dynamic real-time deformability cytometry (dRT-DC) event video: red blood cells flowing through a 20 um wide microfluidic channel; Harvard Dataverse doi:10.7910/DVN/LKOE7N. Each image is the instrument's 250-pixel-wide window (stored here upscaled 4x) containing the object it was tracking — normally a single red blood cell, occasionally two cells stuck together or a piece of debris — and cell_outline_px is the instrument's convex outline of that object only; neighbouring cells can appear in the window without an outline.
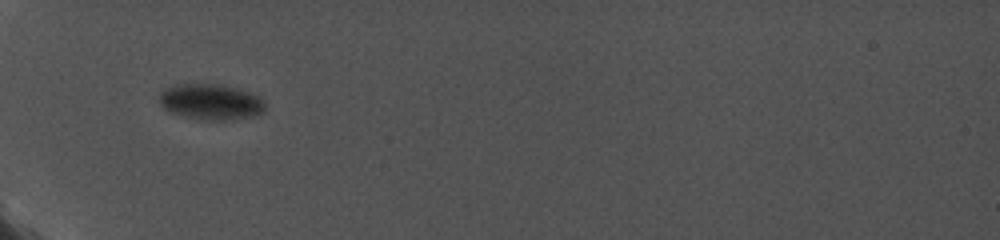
{"species": "common noctule bat (a hibernating species)", "species_latin": "Nyctalus noctula", "temperature_condition": "cold", "stored_images_in_passage": 23, "camera_frame_rate_fps": 5000, "um_per_image_px": 0.085, "animal": {"sex": "female", "body_mass_g": 19.0, "forearm_length_mm": 56.7}, "frame": {"image": 1, "passage_image": 1, "time_ms": 0.0, "image_size_px": [1000, 240], "cell_outline_px": [[264, 112], [256, 116], [232, 120], [200, 120], [168, 112], [160, 104], [160, 92], [164, 88], [176, 84], [212, 84], [236, 88], [260, 96], [264, 100]], "centroid_in_image_um": [17.92, 8.68], "position_along_channel_um": 67.1, "area_um2": 22.25}}
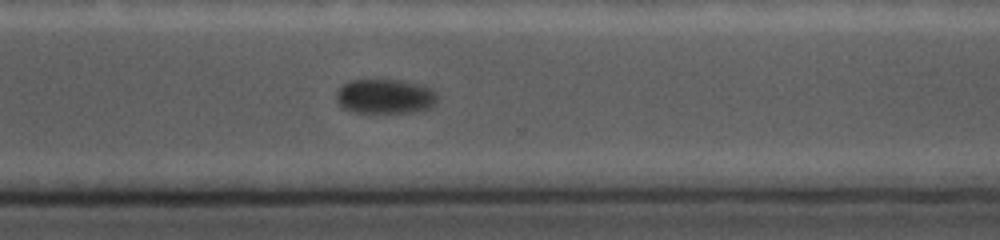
{"frame": {"image": 2, "passage_image": 17, "time_ms": 7.8, "image_size_px": [1000, 240], "cell_outline_px": [[440, 96], [436, 104], [432, 108], [412, 112], [356, 112], [344, 108], [336, 100], [336, 92], [348, 80], [404, 80], [420, 84], [432, 88]], "centroid_in_image_um": [32.81, 8.18], "position_along_channel_um": 337.8, "area_um2": 20.63}}
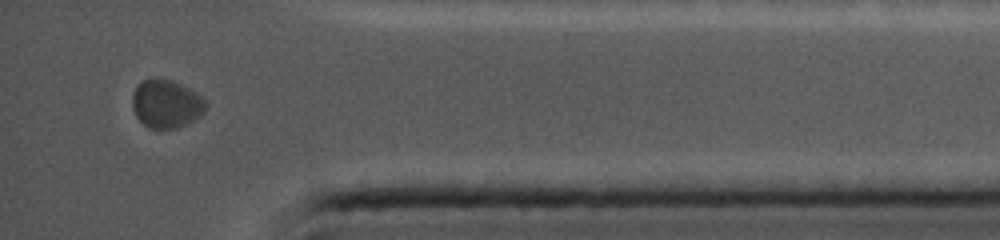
{"frame": {"image": 3, "passage_image": 22, "time_ms": 10.2, "image_size_px": [1000, 240], "cell_outline_px": [[208, 104], [204, 112], [192, 120], [176, 128], [148, 128], [136, 116], [132, 108], [132, 96], [136, 84], [152, 76], [156, 76], [172, 80], [188, 88], [200, 96]], "centroid_in_image_um": [14.08, 8.78], "position_along_channel_um": 421.1, "area_um2": 20.69}}